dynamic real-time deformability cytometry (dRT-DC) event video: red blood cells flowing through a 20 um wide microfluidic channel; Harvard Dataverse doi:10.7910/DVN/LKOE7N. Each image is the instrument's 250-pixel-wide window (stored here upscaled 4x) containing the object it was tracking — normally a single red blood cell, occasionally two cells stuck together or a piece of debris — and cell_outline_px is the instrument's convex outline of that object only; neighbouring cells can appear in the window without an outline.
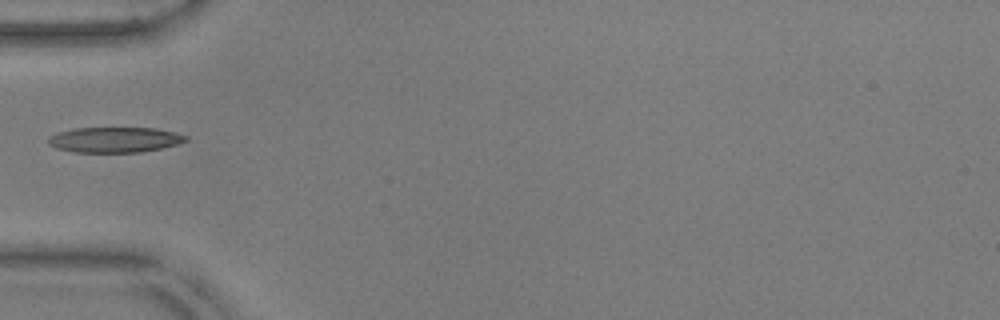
{"species": "common noctule bat (a hibernating species)", "species_latin": "Nyctalus noctula", "temperature_condition": "warm", "stored_images_in_passage": 13, "camera_frame_rate_fps": 3000, "um_per_image_px": 0.085, "animal": {"sex": "male", "body_mass_g": 17.9, "forearm_length_mm": 54.2}, "frame": {"image": 1, "passage_image": 1, "time_ms": 0.0, "image_size_px": [1000, 320], "cell_outline_px": [[188, 140], [176, 144], [160, 148], [140, 152], [72, 152], [56, 148], [48, 144], [48, 136], [72, 128], [156, 128], [188, 136]], "centroid_in_image_um": [9.71, 11.88], "position_along_channel_um": 75.3, "area_um2": 20.23}}
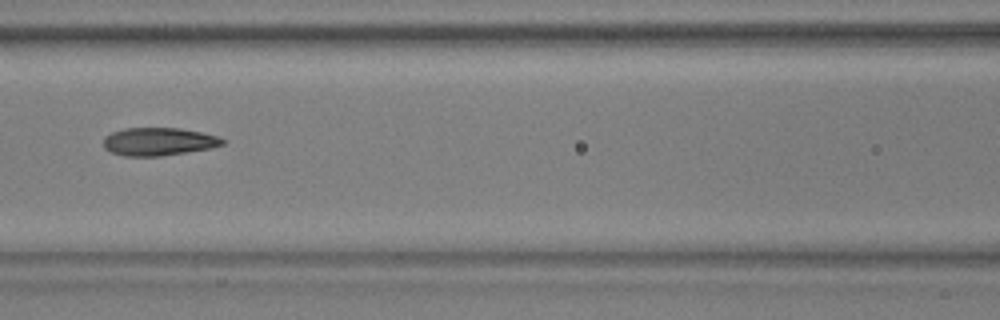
{"frame": {"image": 2, "passage_image": 7, "time_ms": 2.0, "image_size_px": [1000, 320], "cell_outline_px": [[224, 144], [208, 148], [160, 156], [124, 156], [112, 152], [104, 148], [104, 136], [112, 132], [124, 128], [180, 128], [200, 132], [216, 136], [224, 140]], "centroid_in_image_um": [13.43, 12.03], "position_along_channel_um": 153.2, "area_um2": 19.13}}
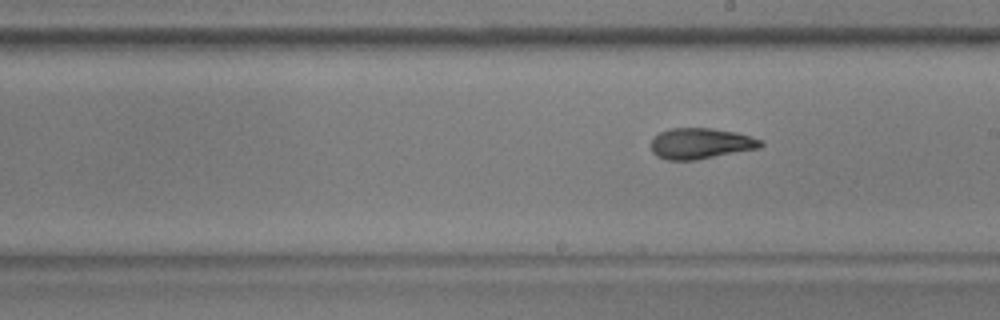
{"frame": {"image": 3, "passage_image": 13, "time_ms": 4.0, "image_size_px": [1000, 320], "cell_outline_px": [[764, 144], [760, 148], [696, 160], [668, 160], [656, 156], [652, 152], [652, 140], [660, 132], [668, 128], [712, 128], [736, 132], [764, 140]], "centroid_in_image_um": [59.59, 12.19], "position_along_channel_um": 229.4, "area_um2": 19.83}}